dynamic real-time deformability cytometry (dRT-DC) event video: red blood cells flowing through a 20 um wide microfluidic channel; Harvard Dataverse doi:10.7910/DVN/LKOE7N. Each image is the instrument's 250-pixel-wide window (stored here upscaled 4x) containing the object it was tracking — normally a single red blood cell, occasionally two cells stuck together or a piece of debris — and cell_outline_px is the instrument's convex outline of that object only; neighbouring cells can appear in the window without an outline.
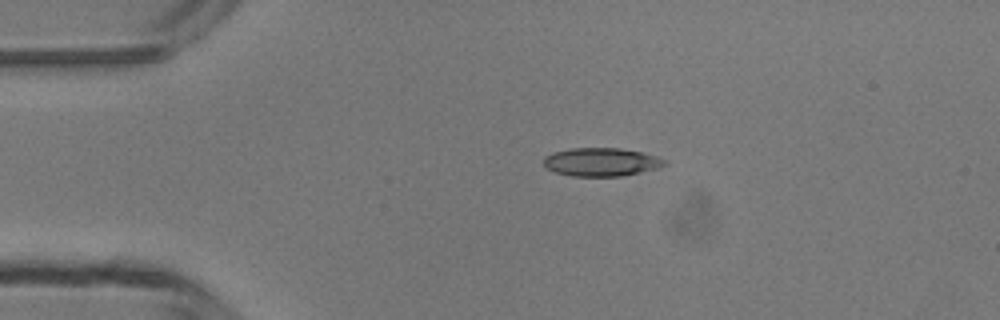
{"species": "common noctule bat (a hibernating species)", "species_latin": "Nyctalus noctula", "temperature_condition": "room temperature", "stored_images_in_passage": 4, "camera_frame_rate_fps": 3000, "um_per_image_px": 0.085, "animal": {"sex": "male", "body_mass_g": 13.3}, "frame": {"image": 1, "passage_image": 3, "time_ms": 2.333, "image_size_px": [1000, 320], "cell_outline_px": [[668, 160], [660, 168], [620, 176], [572, 176], [556, 172], [548, 168], [544, 164], [544, 156], [552, 152], [568, 148], [620, 148], [644, 152]], "centroid_in_image_um": [51.12, 13.76], "position_along_channel_um": 33.9, "area_um2": 20.06}}